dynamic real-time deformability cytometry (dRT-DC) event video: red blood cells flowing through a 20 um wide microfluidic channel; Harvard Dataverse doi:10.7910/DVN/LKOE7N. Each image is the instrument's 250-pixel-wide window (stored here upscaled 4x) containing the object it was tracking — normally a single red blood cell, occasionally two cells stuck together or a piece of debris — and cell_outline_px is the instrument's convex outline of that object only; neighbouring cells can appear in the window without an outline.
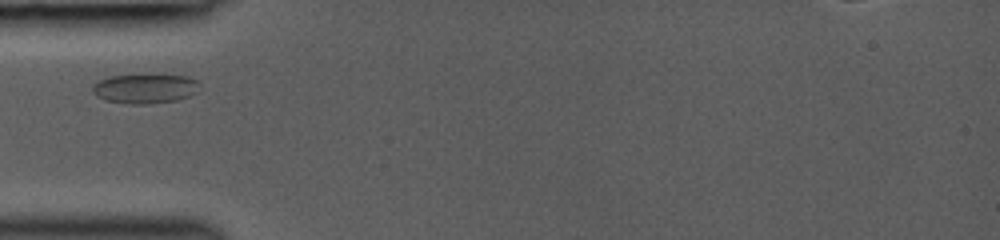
{"species": "common noctule bat (a hibernating species)", "species_latin": "Nyctalus noctula", "temperature_condition": "room temperature", "stored_images_in_passage": 41, "camera_frame_rate_fps": 3000, "um_per_image_px": 0.085, "animal": {"sex": "female", "body_mass_g": 19.0, "forearm_length_mm": 53.3}, "frame": {"image": 1, "passage_image": 1, "time_ms": 0.0, "image_size_px": [1000, 240], "cell_outline_px": [[200, 92], [176, 100], [148, 104], [128, 104], [108, 100], [96, 96], [92, 92], [92, 84], [96, 80], [112, 76], [144, 72], [188, 76], [196, 80], [200, 84]], "centroid_in_image_um": [12.34, 7.48], "position_along_channel_um": 72.7, "area_um2": 19.36}}
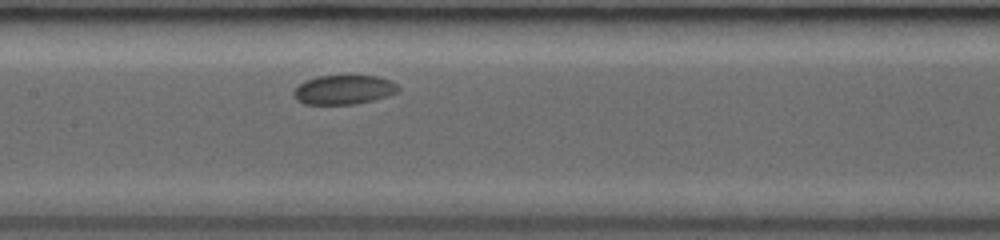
{"frame": {"image": 2, "passage_image": 13, "time_ms": 2.667, "image_size_px": [1000, 240], "cell_outline_px": [[400, 88], [396, 92], [388, 96], [356, 104], [304, 104], [296, 100], [292, 96], [292, 92], [304, 80], [316, 76], [380, 76], [392, 80]], "centroid_in_image_um": [29.2, 7.62], "position_along_channel_um": 178.2, "area_um2": 17.98}}
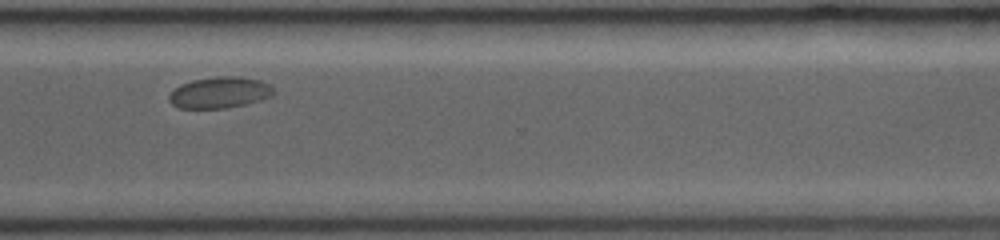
{"frame": {"image": 3, "passage_image": 40, "time_ms": 7.0, "image_size_px": [1000, 240], "cell_outline_px": [[276, 92], [272, 96], [260, 100], [228, 108], [176, 108], [168, 100], [168, 96], [180, 84], [192, 80], [220, 76], [236, 76], [260, 80], [272, 84]], "centroid_in_image_um": [18.7, 7.86], "position_along_channel_um": 351.9, "area_um2": 19.19}}